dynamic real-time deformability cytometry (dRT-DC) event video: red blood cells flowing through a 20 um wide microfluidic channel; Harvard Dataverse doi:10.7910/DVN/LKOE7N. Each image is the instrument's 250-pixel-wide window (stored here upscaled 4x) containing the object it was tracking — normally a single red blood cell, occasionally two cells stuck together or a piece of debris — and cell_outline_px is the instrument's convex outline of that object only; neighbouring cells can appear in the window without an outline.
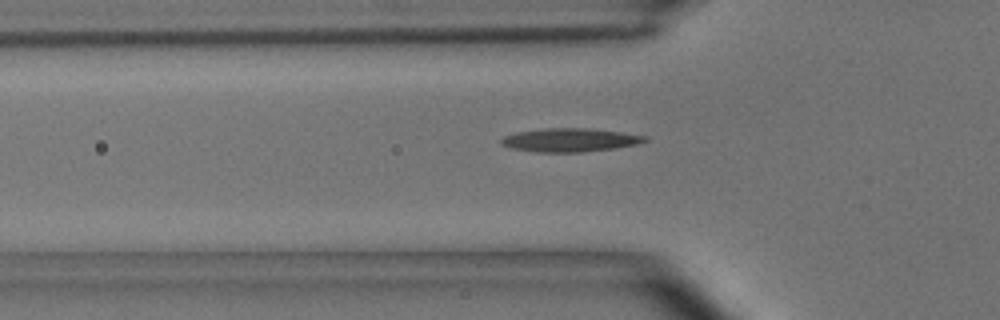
{"species": "common noctule bat (a hibernating species)", "species_latin": "Nyctalus noctula", "temperature_condition": "room temperature", "stored_images_in_passage": 41, "camera_frame_rate_fps": 3000, "um_per_image_px": 0.085, "animal": {"sex": "male", "body_mass_g": 15.6}, "frame": {"image": 1, "passage_image": 7, "time_ms": 2.0, "image_size_px": [1000, 320], "cell_outline_px": [[648, 140], [636, 144], [616, 148], [580, 152], [536, 152], [512, 148], [500, 144], [500, 140], [504, 136], [516, 132], [544, 128], [584, 128], [620, 132], [648, 136]], "centroid_in_image_um": [48.42, 11.9], "position_along_channel_um": 77.4, "area_um2": 19.59}}
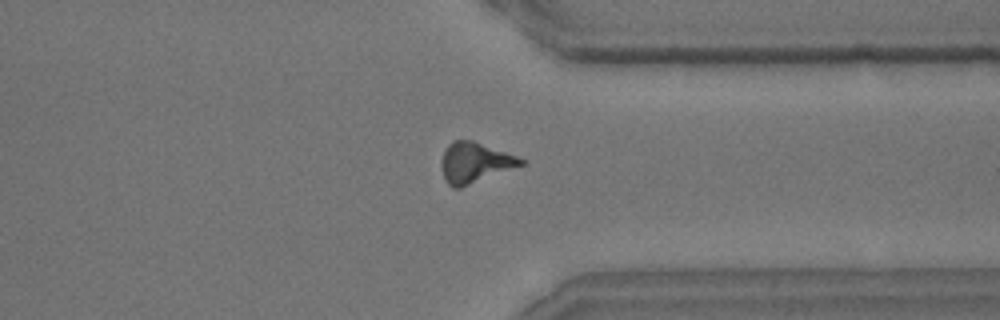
{"frame": {"image": 2, "passage_image": 31, "time_ms": 10.0, "image_size_px": [1000, 320], "cell_outline_px": [[524, 164], [460, 188], [452, 188], [444, 180], [444, 152], [448, 144], [452, 140], [472, 140], [516, 156], [524, 160]], "centroid_in_image_um": [40.36, 13.82], "position_along_channel_um": 371.0, "area_um2": 18.09}}
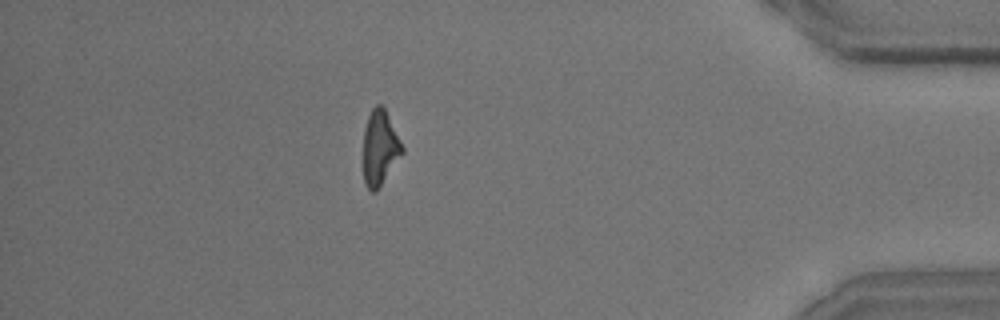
{"frame": {"image": 3, "passage_image": 37, "time_ms": 12.0, "image_size_px": [1000, 320], "cell_outline_px": [[404, 152], [376, 192], [372, 192], [364, 184], [364, 128], [368, 116], [372, 108], [376, 104], [380, 104], [384, 108], [404, 148]], "centroid_in_image_um": [32.29, 12.58], "position_along_channel_um": 402.9, "area_um2": 16.82}, "authors_computed_cell_mechanics": {"area_um2": 17.9758, "velocity_mm_per_s": 3.6869, "shape_relaxation_time_tau1_ms": 5.7839, "shape_relaxation_time_tau2_ms": 5.313, "deformation_change_tau1": 0.2113, "deformation_change_tau2": 0.1754}}